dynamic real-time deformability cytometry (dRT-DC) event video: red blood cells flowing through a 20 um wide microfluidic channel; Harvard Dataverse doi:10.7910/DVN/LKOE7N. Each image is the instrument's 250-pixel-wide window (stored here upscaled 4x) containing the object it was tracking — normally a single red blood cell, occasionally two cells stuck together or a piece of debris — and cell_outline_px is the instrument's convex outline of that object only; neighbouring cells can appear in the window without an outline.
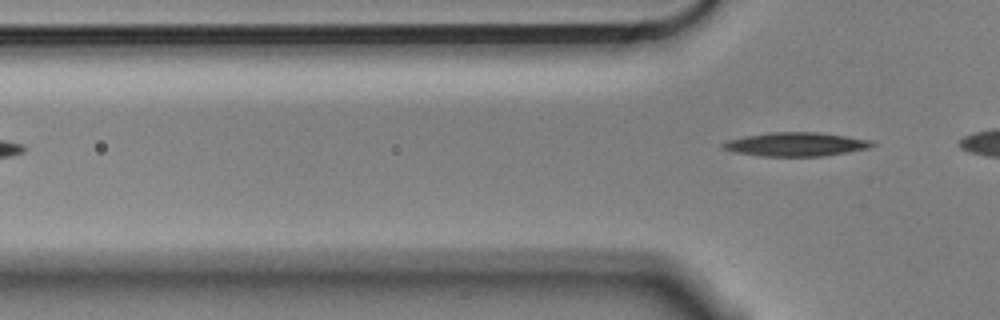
{"species": "Egyptian fruit bat (a non-hibernating species)", "species_latin": "Rousettus aegyptiacus", "temperature_condition": "cold", "stored_images_in_passage": 2, "segment_of_instrument_passage": [2, 2], "camera_frame_rate_fps": 3000, "um_per_image_px": 0.085, "animal": {"sex": "male"}, "frame": {"image": 1, "passage_image": 2, "time_ms": 0.333, "image_size_px": [1000, 320], "cell_outline_px": [[876, 144], [868, 148], [848, 152], [824, 156], [760, 156], [736, 152], [724, 148], [720, 144], [728, 140], [744, 136], [772, 132], [816, 132], [872, 140]], "centroid_in_image_um": [67.66, 12.26], "position_along_channel_um": 58.1, "area_um2": 20.52}}